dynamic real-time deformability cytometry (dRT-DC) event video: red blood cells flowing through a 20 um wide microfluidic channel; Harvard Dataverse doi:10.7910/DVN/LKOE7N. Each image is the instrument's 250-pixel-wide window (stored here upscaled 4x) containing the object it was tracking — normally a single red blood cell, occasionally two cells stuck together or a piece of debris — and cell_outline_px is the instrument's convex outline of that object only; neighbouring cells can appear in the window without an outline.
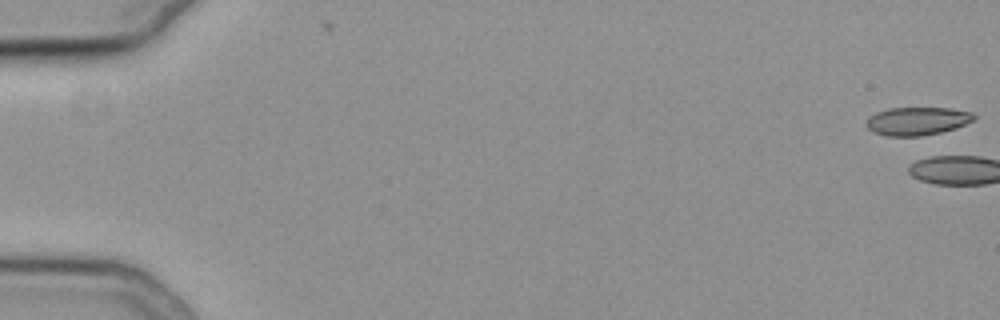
{"species": "common noctule bat (a hibernating species)", "species_latin": "Nyctalus noctula", "temperature_condition": "cold", "stored_images_in_passage": 4, "camera_frame_rate_fps": 3000, "um_per_image_px": 0.085, "animal": {"sex": "female", "body_mass_g": 19.3, "forearm_length_mm": 54.1}, "frame": {"image": 1, "passage_image": 1, "time_ms": 0.0, "image_size_px": [1000, 320], "cell_outline_px": [[976, 116], [972, 120], [964, 124], [940, 132], [920, 136], [888, 136], [872, 132], [864, 124], [876, 112], [888, 108], [948, 108], [972, 112]], "centroid_in_image_um": [77.92, 10.29], "position_along_channel_um": 7.1, "area_um2": 17.4}}